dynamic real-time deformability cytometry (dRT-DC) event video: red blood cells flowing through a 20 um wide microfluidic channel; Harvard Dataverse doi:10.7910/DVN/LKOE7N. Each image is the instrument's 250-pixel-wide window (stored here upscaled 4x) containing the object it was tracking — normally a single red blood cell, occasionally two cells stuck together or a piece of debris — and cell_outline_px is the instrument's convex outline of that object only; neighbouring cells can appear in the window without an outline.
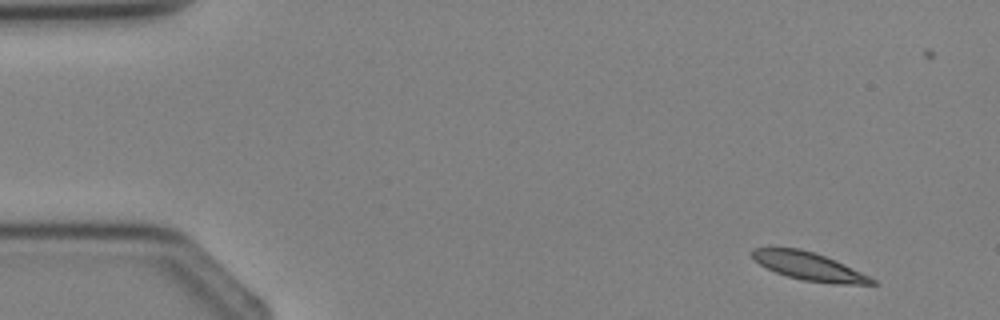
{"species": "Egyptian fruit bat (a non-hibernating species)", "species_latin": "Rousettus aegyptiacus", "temperature_condition": "cold", "stored_images_in_passage": 5, "camera_frame_rate_fps": 3000, "um_per_image_px": 0.085, "animal": {"sex": "female"}, "frame": {"image": 1, "passage_image": 1, "time_ms": 0.0, "image_size_px": [1000, 320], "cell_outline_px": [[880, 284], [836, 284], [804, 280], [788, 276], [776, 272], [760, 264], [752, 256], [752, 248], [800, 248], [836, 260], [876, 280]], "centroid_in_image_um": [68.79, 22.64], "position_along_channel_um": 16.2, "area_um2": 19.13}}
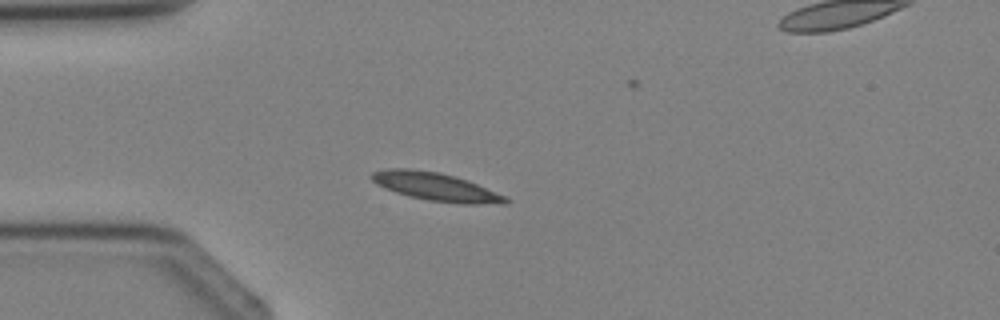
{"frame": {"image": 2, "passage_image": 3, "time_ms": 2.333, "image_size_px": [1000, 320], "cell_outline_px": [[512, 200], [508, 204], [464, 204], [428, 200], [408, 196], [384, 188], [376, 184], [368, 176], [372, 172], [388, 168], [408, 168], [440, 172], [468, 180], [508, 196]], "centroid_in_image_um": [37.09, 15.88], "position_along_channel_um": 47.9, "area_um2": 22.37}}